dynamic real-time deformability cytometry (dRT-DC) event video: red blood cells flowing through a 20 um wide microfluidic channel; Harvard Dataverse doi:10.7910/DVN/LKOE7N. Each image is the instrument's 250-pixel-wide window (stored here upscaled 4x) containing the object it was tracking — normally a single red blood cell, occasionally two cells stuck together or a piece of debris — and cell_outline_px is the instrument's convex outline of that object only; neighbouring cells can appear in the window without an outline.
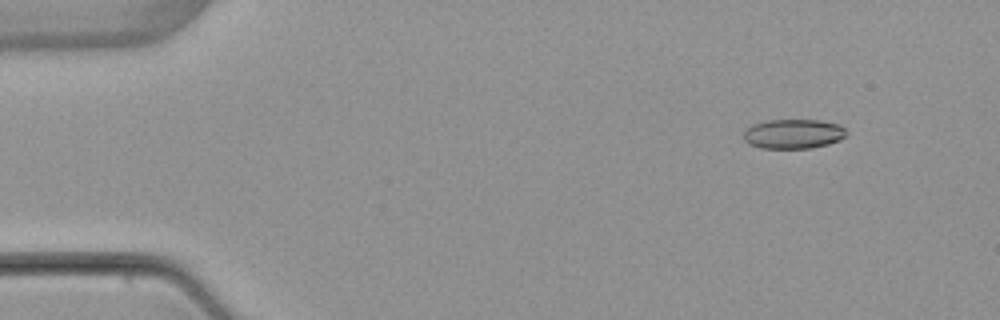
{"species": "common noctule bat (a hibernating species)", "species_latin": "Nyctalus noctula", "temperature_condition": "warm", "stored_images_in_passage": 5, "camera_frame_rate_fps": 3000, "um_per_image_px": 0.085, "animal": {"sex": "female", "body_mass_g": 22.7, "forearm_length_mm": 54.2}, "frame": {"image": 1, "passage_image": 1, "time_ms": 0.0, "image_size_px": [1000, 320], "cell_outline_px": [[848, 132], [840, 140], [828, 144], [812, 148], [760, 148], [748, 144], [744, 140], [744, 132], [752, 124], [764, 120], [820, 120], [840, 124]], "centroid_in_image_um": [67.43, 11.37], "position_along_channel_um": 17.6, "area_um2": 17.86}}
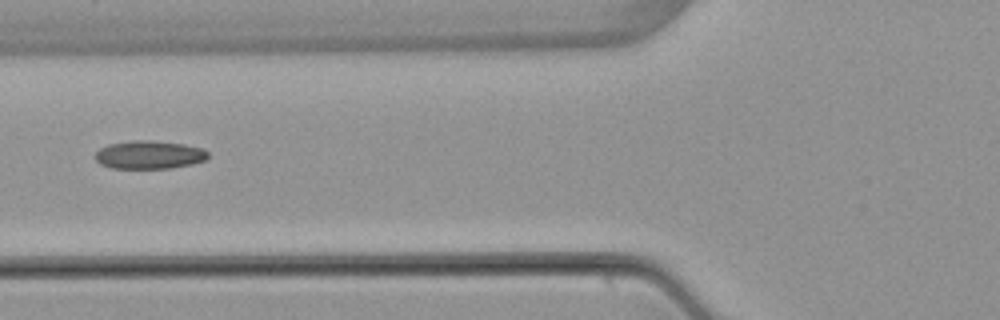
{"frame": {"image": 2, "passage_image": 4, "time_ms": 5.0, "image_size_px": [1000, 320], "cell_outline_px": [[208, 160], [192, 164], [172, 168], [112, 168], [100, 164], [92, 156], [100, 148], [108, 144], [132, 140], [148, 140], [184, 144], [200, 148], [208, 152]], "centroid_in_image_um": [12.66, 13.16], "position_along_channel_um": 113.1, "area_um2": 18.67}}
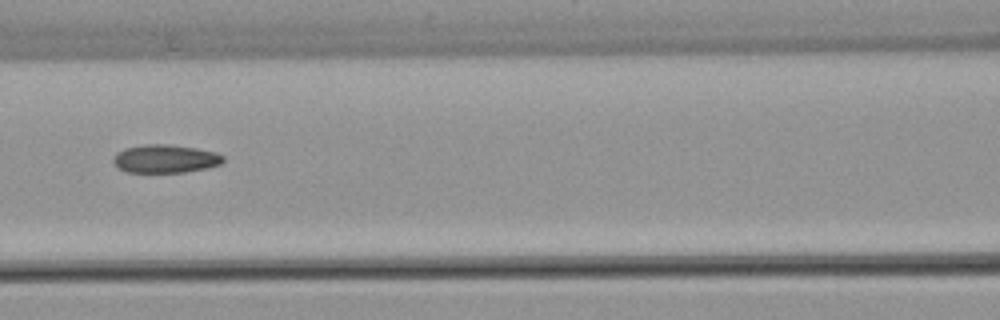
{"frame": {"image": 3, "passage_image": 5, "time_ms": 6.0, "image_size_px": [1000, 320], "cell_outline_px": [[224, 160], [220, 164], [208, 168], [184, 172], [124, 172], [116, 168], [112, 160], [112, 156], [116, 152], [124, 148], [144, 144], [168, 144], [196, 148], [216, 152], [224, 156]], "centroid_in_image_um": [14.0, 13.49], "position_along_channel_um": 152.6, "area_um2": 18.38}}